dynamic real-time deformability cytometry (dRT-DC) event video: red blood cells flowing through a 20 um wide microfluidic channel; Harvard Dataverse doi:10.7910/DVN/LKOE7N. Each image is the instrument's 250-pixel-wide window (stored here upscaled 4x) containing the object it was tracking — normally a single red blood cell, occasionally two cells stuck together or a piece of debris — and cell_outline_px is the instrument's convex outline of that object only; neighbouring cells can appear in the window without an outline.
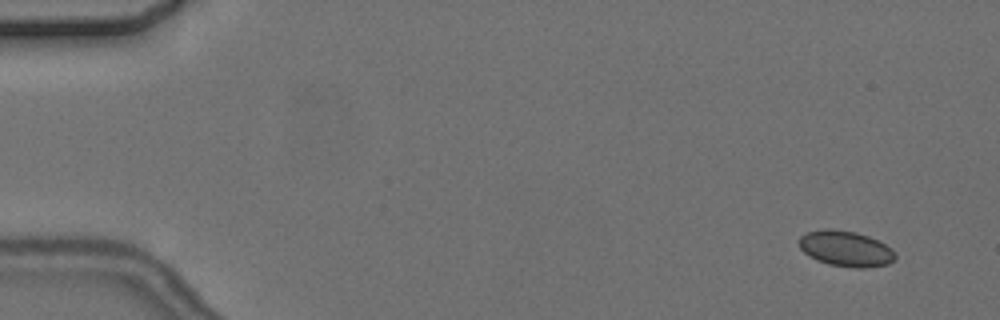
{"species": "common noctule bat (a hibernating species)", "species_latin": "Nyctalus noctula", "temperature_condition": "cold", "stored_images_in_passage": 4, "camera_frame_rate_fps": 3000, "um_per_image_px": 0.085, "animal": {"sex": "female", "body_mass_g": 24.6, "forearm_length_mm": 56.2}, "frame": {"image": 1, "passage_image": 1, "time_ms": 0.0, "image_size_px": [1000, 320], "cell_outline_px": [[896, 260], [888, 264], [864, 268], [852, 268], [828, 264], [816, 260], [808, 256], [800, 248], [800, 236], [808, 232], [824, 228], [832, 228], [856, 232], [868, 236], [892, 248], [896, 252]], "centroid_in_image_um": [71.9, 21.14], "position_along_channel_um": 13.1, "area_um2": 20.17}}